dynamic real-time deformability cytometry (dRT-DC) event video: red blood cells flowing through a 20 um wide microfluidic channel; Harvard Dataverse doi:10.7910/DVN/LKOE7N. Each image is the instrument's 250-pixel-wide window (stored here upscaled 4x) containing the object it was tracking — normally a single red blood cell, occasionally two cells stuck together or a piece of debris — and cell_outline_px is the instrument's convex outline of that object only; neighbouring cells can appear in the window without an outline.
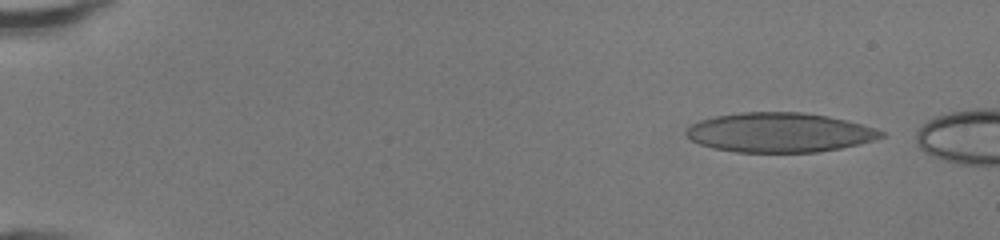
{"species": "human", "species_latin": "Homo sapiens", "temperature_condition": "room temperature", "stored_images_in_passage": 43, "camera_frame_rate_fps": 3000, "um_per_image_px": 0.085, "donor": {"sex": "female"}, "frame": {"image": 1, "passage_image": 1, "time_ms": 0.0, "image_size_px": [1000, 240], "cell_outline_px": [[884, 136], [876, 140], [860, 144], [840, 148], [816, 152], [736, 152], [712, 148], [700, 144], [692, 140], [684, 132], [692, 124], [700, 120], [716, 116], [744, 112], [804, 112], [828, 116], [876, 128], [884, 132]], "centroid_in_image_um": [66.27, 11.26], "position_along_channel_um": 18.7, "area_um2": 44.8}}
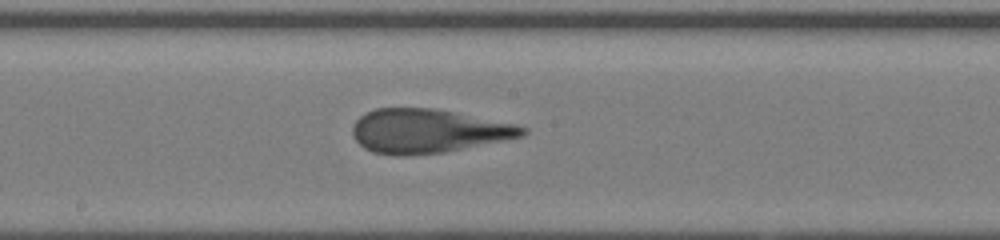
{"frame": {"image": 2, "passage_image": 24, "time_ms": 7.667, "image_size_px": [1000, 240], "cell_outline_px": [[528, 132], [524, 136], [444, 152], [408, 156], [396, 156], [372, 152], [364, 148], [352, 136], [352, 128], [356, 120], [360, 116], [376, 108], [432, 108], [516, 124], [528, 128]], "centroid_in_image_um": [36.35, 11.15], "position_along_channel_um": 211.8, "area_um2": 43.41}}
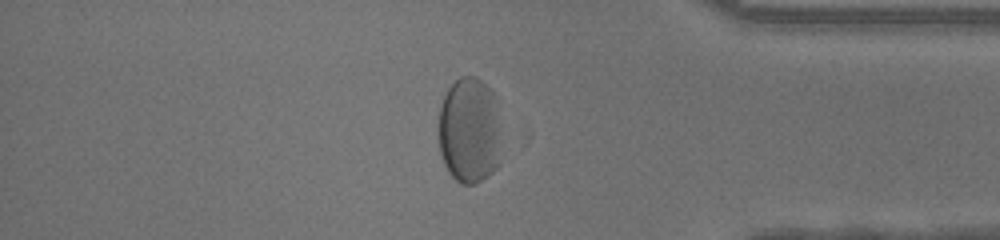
{"frame": {"image": 3, "passage_image": 38, "time_ms": 12.333, "image_size_px": [1000, 240], "cell_outline_px": [[500, 164], [492, 172], [480, 180], [472, 184], [460, 184], [448, 172], [444, 164], [440, 152], [440, 104], [448, 88], [460, 76], [476, 76], [492, 92]], "centroid_in_image_um": [39.83, 11.12], "position_along_channel_um": 395.4, "area_um2": 37.74}}